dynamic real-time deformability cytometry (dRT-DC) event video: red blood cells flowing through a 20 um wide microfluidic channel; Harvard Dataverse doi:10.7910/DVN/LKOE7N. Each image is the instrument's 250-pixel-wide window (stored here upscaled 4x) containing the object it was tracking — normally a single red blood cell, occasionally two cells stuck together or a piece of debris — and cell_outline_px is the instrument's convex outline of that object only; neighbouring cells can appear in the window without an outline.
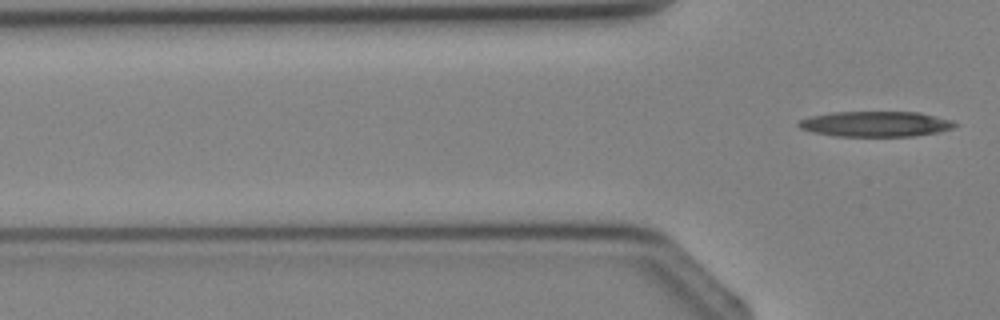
{"species": "Egyptian fruit bat (a non-hibernating species)", "species_latin": "Rousettus aegyptiacus", "temperature_condition": "cold", "stored_images_in_passage": 5, "segment_of_instrument_passage": [2, 2], "camera_frame_rate_fps": 3000, "um_per_image_px": 0.085, "animal": {"sex": "female"}, "frame": {"image": 1, "passage_image": 5, "time_ms": 5.667, "image_size_px": [1000, 320], "cell_outline_px": [[956, 124], [952, 128], [940, 132], [912, 136], [836, 136], [812, 132], [800, 128], [796, 124], [800, 120], [812, 116], [832, 112], [920, 112], [952, 120]], "centroid_in_image_um": [74.42, 10.54], "position_along_channel_um": 51.4, "area_um2": 23.06}}